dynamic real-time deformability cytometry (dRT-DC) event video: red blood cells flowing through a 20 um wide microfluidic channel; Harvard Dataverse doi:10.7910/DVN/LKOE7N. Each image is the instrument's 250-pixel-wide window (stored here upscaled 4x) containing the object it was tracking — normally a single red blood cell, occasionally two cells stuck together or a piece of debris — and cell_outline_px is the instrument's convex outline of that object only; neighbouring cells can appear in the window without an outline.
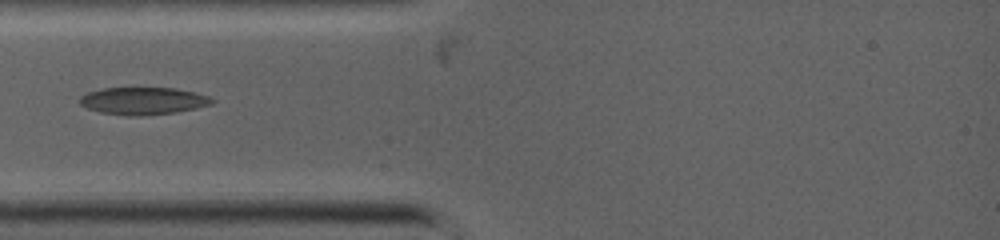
{"species": "common noctule bat (a hibernating species)", "species_latin": "Nyctalus noctula", "temperature_condition": "warm", "stored_images_in_passage": 8, "camera_frame_rate_fps": 5000, "um_per_image_px": 0.085, "animal": {"sex": "female", "body_mass_g": 19.0, "forearm_length_mm": 53.3}, "frame": {"image": 1, "passage_image": 1, "time_ms": 0.0, "image_size_px": [1000, 240], "cell_outline_px": [[216, 100], [212, 104], [196, 108], [176, 112], [140, 116], [128, 116], [100, 112], [88, 108], [80, 104], [80, 96], [88, 92], [104, 88], [176, 88], [208, 96]], "centroid_in_image_um": [12.17, 8.58], "position_along_channel_um": 72.8, "area_um2": 20.98}}
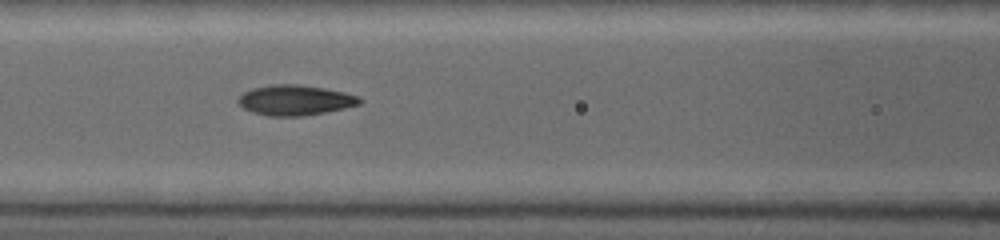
{"frame": {"image": 2, "passage_image": 6, "time_ms": 1.4, "image_size_px": [1000, 240], "cell_outline_px": [[360, 104], [344, 108], [304, 116], [268, 116], [252, 112], [244, 108], [236, 100], [244, 92], [252, 88], [272, 84], [296, 84], [324, 88], [344, 92], [360, 96]], "centroid_in_image_um": [25.07, 8.51], "position_along_channel_um": 141.5, "area_um2": 21.33}}